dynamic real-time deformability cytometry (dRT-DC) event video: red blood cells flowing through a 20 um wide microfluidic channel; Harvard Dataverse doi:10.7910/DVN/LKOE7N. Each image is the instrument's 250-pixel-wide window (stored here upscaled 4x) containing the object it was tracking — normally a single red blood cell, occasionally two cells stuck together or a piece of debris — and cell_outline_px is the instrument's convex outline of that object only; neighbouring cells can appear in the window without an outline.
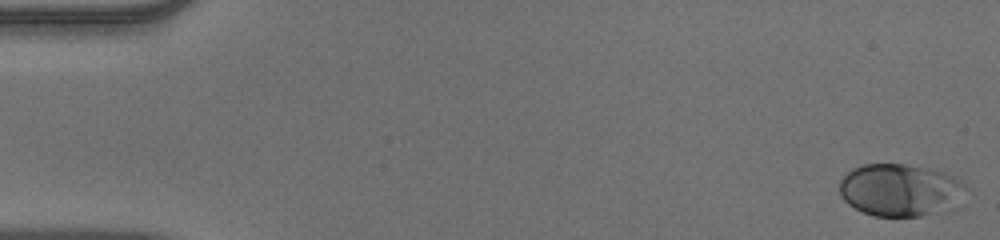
{"species": "human", "species_latin": "Homo sapiens", "temperature_condition": "warm", "stored_images_in_passage": 53, "camera_frame_rate_fps": 3000, "um_per_image_px": 0.085, "donor": {"sex": "male"}, "frame": {"image": 1, "passage_image": 1, "time_ms": 0.0, "image_size_px": [1000, 240], "cell_outline_px": [[968, 188], [952, 212], [920, 216], [872, 216], [848, 204], [840, 196], [840, 180], [852, 168], [864, 164], [904, 164], [932, 168], [956, 176]], "centroid_in_image_um": [76.59, 16.16], "position_along_channel_um": 8.4, "area_um2": 39.42}}
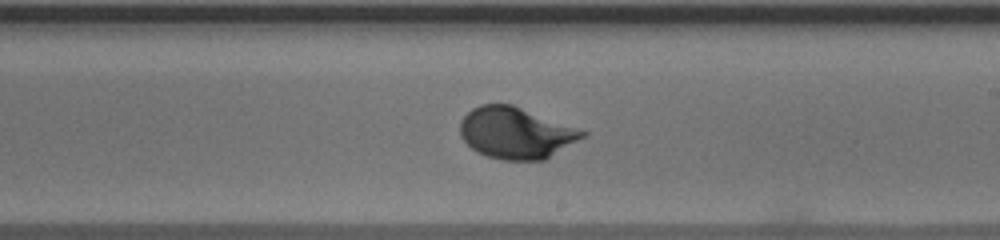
{"frame": {"image": 2, "passage_image": 31, "time_ms": 10.0, "image_size_px": [1000, 240], "cell_outline_px": [[588, 136], [544, 160], [504, 160], [488, 156], [472, 148], [460, 136], [460, 120], [472, 108], [480, 104], [512, 104], [588, 132]], "centroid_in_image_um": [43.87, 11.3], "position_along_channel_um": 245.1, "area_um2": 36.59}}
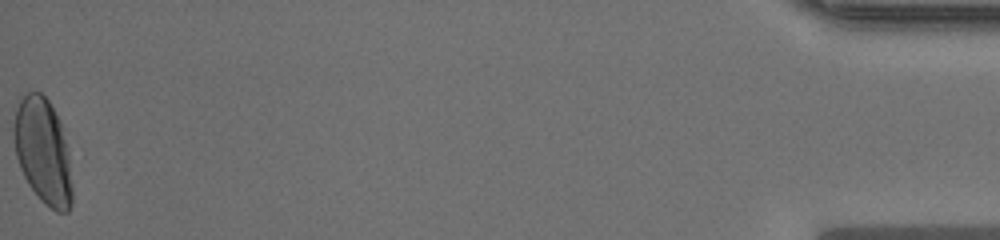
{"frame": {"image": 3, "passage_image": 53, "time_ms": 17.333, "image_size_px": [1000, 240], "cell_outline_px": [[72, 204], [68, 212], [56, 212], [44, 204], [40, 200], [28, 184], [20, 168], [16, 156], [12, 136], [12, 128], [16, 108], [20, 100], [28, 92], [40, 92], [48, 100], [60, 120], [68, 152], [72, 188]], "centroid_in_image_um": [3.64, 12.88], "position_along_channel_um": 431.6, "area_um2": 36.18}, "authors_computed_cell_mechanics": {"area_um2": 35.4892, "velocity_mm_per_s": 3.8804, "shape_relaxation_time_tau1_ms": 3.6195, "shape_relaxation_time_tau2_ms": null, "deformation_change_tau1": 0.1723, "deformation_change_tau2": null}}